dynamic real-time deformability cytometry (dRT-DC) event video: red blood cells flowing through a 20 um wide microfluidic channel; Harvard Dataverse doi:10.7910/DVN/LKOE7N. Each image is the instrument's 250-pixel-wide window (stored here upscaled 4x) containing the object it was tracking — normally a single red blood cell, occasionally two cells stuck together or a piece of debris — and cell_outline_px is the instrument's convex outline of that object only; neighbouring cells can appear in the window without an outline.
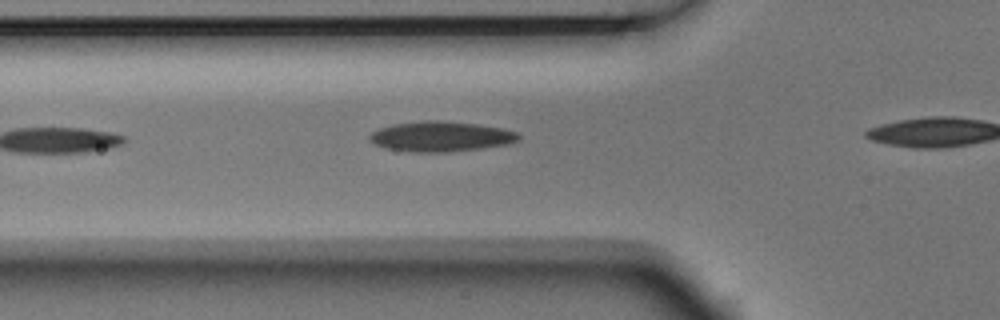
{"species": "Egyptian fruit bat (a non-hibernating species)", "species_latin": "Rousettus aegyptiacus", "temperature_condition": "room temperature", "stored_images_in_passage": 7, "camera_frame_rate_fps": 3000, "um_per_image_px": 0.085, "animal": {"sex": "male"}, "frame": {"image": 1, "passage_image": 7, "time_ms": 2.0, "image_size_px": [1000, 320], "cell_outline_px": [[520, 140], [508, 144], [480, 148], [444, 152], [412, 152], [384, 148], [376, 144], [368, 136], [372, 132], [380, 128], [392, 124], [424, 120], [440, 120], [476, 124], [500, 128], [516, 132], [520, 136]], "centroid_in_image_um": [37.46, 11.6], "position_along_channel_um": 88.3, "area_um2": 26.01}}